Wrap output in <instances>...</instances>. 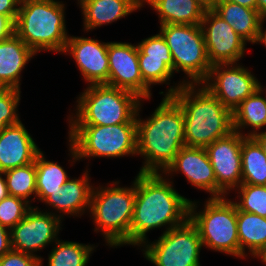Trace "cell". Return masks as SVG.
I'll return each mask as SVG.
<instances>
[{"label":"cell","mask_w":266,"mask_h":266,"mask_svg":"<svg viewBox=\"0 0 266 266\" xmlns=\"http://www.w3.org/2000/svg\"><path fill=\"white\" fill-rule=\"evenodd\" d=\"M136 198L130 226V245L141 247L147 233L156 228L169 229L189 219L190 199L179 194L172 180L162 173H140L135 176Z\"/></svg>","instance_id":"6da1fadb"},{"label":"cell","mask_w":266,"mask_h":266,"mask_svg":"<svg viewBox=\"0 0 266 266\" xmlns=\"http://www.w3.org/2000/svg\"><path fill=\"white\" fill-rule=\"evenodd\" d=\"M144 101L136 114L137 155L144 160L139 172L163 174L186 146L183 111L171 96H164L152 115L142 119L140 111Z\"/></svg>","instance_id":"7a4b0ae2"},{"label":"cell","mask_w":266,"mask_h":266,"mask_svg":"<svg viewBox=\"0 0 266 266\" xmlns=\"http://www.w3.org/2000/svg\"><path fill=\"white\" fill-rule=\"evenodd\" d=\"M163 96H171L184 115V140L187 147L205 148L234 131L232 111L205 86L173 81ZM165 93V94H164Z\"/></svg>","instance_id":"3957f363"},{"label":"cell","mask_w":266,"mask_h":266,"mask_svg":"<svg viewBox=\"0 0 266 266\" xmlns=\"http://www.w3.org/2000/svg\"><path fill=\"white\" fill-rule=\"evenodd\" d=\"M59 0H21L15 21V34L36 54H62L69 34L65 7Z\"/></svg>","instance_id":"277c9868"},{"label":"cell","mask_w":266,"mask_h":266,"mask_svg":"<svg viewBox=\"0 0 266 266\" xmlns=\"http://www.w3.org/2000/svg\"><path fill=\"white\" fill-rule=\"evenodd\" d=\"M119 184L120 181L116 180L107 186H93L89 210L95 225L94 232H101L106 246L112 248L130 246V226L136 198L135 179L129 187Z\"/></svg>","instance_id":"5b68a950"},{"label":"cell","mask_w":266,"mask_h":266,"mask_svg":"<svg viewBox=\"0 0 266 266\" xmlns=\"http://www.w3.org/2000/svg\"><path fill=\"white\" fill-rule=\"evenodd\" d=\"M69 125H116L136 123L142 99L132 92L106 84L89 85L76 97Z\"/></svg>","instance_id":"8992f818"},{"label":"cell","mask_w":266,"mask_h":266,"mask_svg":"<svg viewBox=\"0 0 266 266\" xmlns=\"http://www.w3.org/2000/svg\"><path fill=\"white\" fill-rule=\"evenodd\" d=\"M71 165L82 159L137 156V123L68 125ZM72 159V160H71Z\"/></svg>","instance_id":"52a82bcc"},{"label":"cell","mask_w":266,"mask_h":266,"mask_svg":"<svg viewBox=\"0 0 266 266\" xmlns=\"http://www.w3.org/2000/svg\"><path fill=\"white\" fill-rule=\"evenodd\" d=\"M228 198L209 197L201 210L197 209L199 201L191 199L189 219L198 229L203 247L239 258L237 208Z\"/></svg>","instance_id":"ba28073f"},{"label":"cell","mask_w":266,"mask_h":266,"mask_svg":"<svg viewBox=\"0 0 266 266\" xmlns=\"http://www.w3.org/2000/svg\"><path fill=\"white\" fill-rule=\"evenodd\" d=\"M159 32L164 37L173 58V72H184L183 84L202 83L211 64L201 25L165 24Z\"/></svg>","instance_id":"9c48e42d"},{"label":"cell","mask_w":266,"mask_h":266,"mask_svg":"<svg viewBox=\"0 0 266 266\" xmlns=\"http://www.w3.org/2000/svg\"><path fill=\"white\" fill-rule=\"evenodd\" d=\"M202 248L198 229L188 219L185 223L162 233L153 242L147 240L140 250L144 258L154 266H201Z\"/></svg>","instance_id":"30bf717a"},{"label":"cell","mask_w":266,"mask_h":266,"mask_svg":"<svg viewBox=\"0 0 266 266\" xmlns=\"http://www.w3.org/2000/svg\"><path fill=\"white\" fill-rule=\"evenodd\" d=\"M240 64L242 62L212 65L201 83L232 112L260 87L255 74Z\"/></svg>","instance_id":"8fae6325"},{"label":"cell","mask_w":266,"mask_h":266,"mask_svg":"<svg viewBox=\"0 0 266 266\" xmlns=\"http://www.w3.org/2000/svg\"><path fill=\"white\" fill-rule=\"evenodd\" d=\"M62 222L60 217L51 214L47 209L44 212L38 206H33L10 230L12 249L34 255L43 262L44 258L36 253L59 239Z\"/></svg>","instance_id":"7c38bea8"},{"label":"cell","mask_w":266,"mask_h":266,"mask_svg":"<svg viewBox=\"0 0 266 266\" xmlns=\"http://www.w3.org/2000/svg\"><path fill=\"white\" fill-rule=\"evenodd\" d=\"M108 85L134 93L140 99L150 100L151 88L140 73L137 44L108 42Z\"/></svg>","instance_id":"4fadbf2b"},{"label":"cell","mask_w":266,"mask_h":266,"mask_svg":"<svg viewBox=\"0 0 266 266\" xmlns=\"http://www.w3.org/2000/svg\"><path fill=\"white\" fill-rule=\"evenodd\" d=\"M201 28L211 66L239 63L244 57L247 42L213 10H205Z\"/></svg>","instance_id":"5bb4252c"},{"label":"cell","mask_w":266,"mask_h":266,"mask_svg":"<svg viewBox=\"0 0 266 266\" xmlns=\"http://www.w3.org/2000/svg\"><path fill=\"white\" fill-rule=\"evenodd\" d=\"M244 137L234 130L205 147L217 185L227 195L242 184L241 146Z\"/></svg>","instance_id":"9a60e30c"},{"label":"cell","mask_w":266,"mask_h":266,"mask_svg":"<svg viewBox=\"0 0 266 266\" xmlns=\"http://www.w3.org/2000/svg\"><path fill=\"white\" fill-rule=\"evenodd\" d=\"M180 172L186 177L188 183H191L196 189L209 193L210 198L228 196L217 185L214 170L205 148L182 147L163 174L172 180L174 174Z\"/></svg>","instance_id":"2e32d148"},{"label":"cell","mask_w":266,"mask_h":266,"mask_svg":"<svg viewBox=\"0 0 266 266\" xmlns=\"http://www.w3.org/2000/svg\"><path fill=\"white\" fill-rule=\"evenodd\" d=\"M107 51L108 42L70 35L62 54L73 58L88 86L108 85L109 63Z\"/></svg>","instance_id":"e0dca14e"},{"label":"cell","mask_w":266,"mask_h":266,"mask_svg":"<svg viewBox=\"0 0 266 266\" xmlns=\"http://www.w3.org/2000/svg\"><path fill=\"white\" fill-rule=\"evenodd\" d=\"M140 73L150 87L170 85L173 78V58L164 37L159 32L137 43Z\"/></svg>","instance_id":"ac0fdd59"},{"label":"cell","mask_w":266,"mask_h":266,"mask_svg":"<svg viewBox=\"0 0 266 266\" xmlns=\"http://www.w3.org/2000/svg\"><path fill=\"white\" fill-rule=\"evenodd\" d=\"M89 169L86 168L81 177H72L61 187V189L53 192L43 203L52 210L48 211L51 214L60 217L64 220V216L81 217L85 213H89L91 193L94 184L92 185ZM53 209L55 211L53 212ZM58 213V214H57ZM60 213V214H59Z\"/></svg>","instance_id":"d6986e66"},{"label":"cell","mask_w":266,"mask_h":266,"mask_svg":"<svg viewBox=\"0 0 266 266\" xmlns=\"http://www.w3.org/2000/svg\"><path fill=\"white\" fill-rule=\"evenodd\" d=\"M40 151L21 120L8 125L0 132V171L33 163Z\"/></svg>","instance_id":"ffe728a7"},{"label":"cell","mask_w":266,"mask_h":266,"mask_svg":"<svg viewBox=\"0 0 266 266\" xmlns=\"http://www.w3.org/2000/svg\"><path fill=\"white\" fill-rule=\"evenodd\" d=\"M37 55L15 33L0 41V87L21 90L22 71Z\"/></svg>","instance_id":"44dd1931"},{"label":"cell","mask_w":266,"mask_h":266,"mask_svg":"<svg viewBox=\"0 0 266 266\" xmlns=\"http://www.w3.org/2000/svg\"><path fill=\"white\" fill-rule=\"evenodd\" d=\"M142 7V0H88L81 7L83 29L88 33L112 24Z\"/></svg>","instance_id":"7402d4cb"},{"label":"cell","mask_w":266,"mask_h":266,"mask_svg":"<svg viewBox=\"0 0 266 266\" xmlns=\"http://www.w3.org/2000/svg\"><path fill=\"white\" fill-rule=\"evenodd\" d=\"M237 230L239 258L251 255L261 260L266 254V218L237 209Z\"/></svg>","instance_id":"603a6c76"},{"label":"cell","mask_w":266,"mask_h":266,"mask_svg":"<svg viewBox=\"0 0 266 266\" xmlns=\"http://www.w3.org/2000/svg\"><path fill=\"white\" fill-rule=\"evenodd\" d=\"M157 13L160 25H201L205 9L196 0H142Z\"/></svg>","instance_id":"cb8c5ba5"},{"label":"cell","mask_w":266,"mask_h":266,"mask_svg":"<svg viewBox=\"0 0 266 266\" xmlns=\"http://www.w3.org/2000/svg\"><path fill=\"white\" fill-rule=\"evenodd\" d=\"M213 11L225 20L246 42L254 44L262 16L255 9L219 0Z\"/></svg>","instance_id":"d4e9b609"},{"label":"cell","mask_w":266,"mask_h":266,"mask_svg":"<svg viewBox=\"0 0 266 266\" xmlns=\"http://www.w3.org/2000/svg\"><path fill=\"white\" fill-rule=\"evenodd\" d=\"M262 95L263 91L259 87L232 112L234 130L243 136H254L264 127L266 129V96ZM247 128L250 130L244 133L243 130Z\"/></svg>","instance_id":"484cf974"},{"label":"cell","mask_w":266,"mask_h":266,"mask_svg":"<svg viewBox=\"0 0 266 266\" xmlns=\"http://www.w3.org/2000/svg\"><path fill=\"white\" fill-rule=\"evenodd\" d=\"M242 184L266 186V154L253 136H245L241 146Z\"/></svg>","instance_id":"4316f807"},{"label":"cell","mask_w":266,"mask_h":266,"mask_svg":"<svg viewBox=\"0 0 266 266\" xmlns=\"http://www.w3.org/2000/svg\"><path fill=\"white\" fill-rule=\"evenodd\" d=\"M36 200L44 202L71 178L58 162L48 161L43 151L35 159Z\"/></svg>","instance_id":"83f0119b"},{"label":"cell","mask_w":266,"mask_h":266,"mask_svg":"<svg viewBox=\"0 0 266 266\" xmlns=\"http://www.w3.org/2000/svg\"><path fill=\"white\" fill-rule=\"evenodd\" d=\"M48 254L47 266H86L91 254L96 250L94 244H83L74 241L58 239ZM43 266V262H40Z\"/></svg>","instance_id":"f1b7e54d"},{"label":"cell","mask_w":266,"mask_h":266,"mask_svg":"<svg viewBox=\"0 0 266 266\" xmlns=\"http://www.w3.org/2000/svg\"><path fill=\"white\" fill-rule=\"evenodd\" d=\"M3 173L10 196L19 197L30 204H32V201H36L35 162L7 170Z\"/></svg>","instance_id":"f546056e"},{"label":"cell","mask_w":266,"mask_h":266,"mask_svg":"<svg viewBox=\"0 0 266 266\" xmlns=\"http://www.w3.org/2000/svg\"><path fill=\"white\" fill-rule=\"evenodd\" d=\"M234 191L238 192L233 201L238 210L266 218V186L241 184Z\"/></svg>","instance_id":"4dcf8cb0"},{"label":"cell","mask_w":266,"mask_h":266,"mask_svg":"<svg viewBox=\"0 0 266 266\" xmlns=\"http://www.w3.org/2000/svg\"><path fill=\"white\" fill-rule=\"evenodd\" d=\"M32 207L26 200L8 195L0 201V224L11 230Z\"/></svg>","instance_id":"1f68e13d"},{"label":"cell","mask_w":266,"mask_h":266,"mask_svg":"<svg viewBox=\"0 0 266 266\" xmlns=\"http://www.w3.org/2000/svg\"><path fill=\"white\" fill-rule=\"evenodd\" d=\"M21 90L0 87V132L8 125L20 121L18 106L21 100Z\"/></svg>","instance_id":"d6a6232c"},{"label":"cell","mask_w":266,"mask_h":266,"mask_svg":"<svg viewBox=\"0 0 266 266\" xmlns=\"http://www.w3.org/2000/svg\"><path fill=\"white\" fill-rule=\"evenodd\" d=\"M0 266H40V259L34 255L11 249L0 257Z\"/></svg>","instance_id":"836d02e7"},{"label":"cell","mask_w":266,"mask_h":266,"mask_svg":"<svg viewBox=\"0 0 266 266\" xmlns=\"http://www.w3.org/2000/svg\"><path fill=\"white\" fill-rule=\"evenodd\" d=\"M21 0H0V14L9 16L16 21Z\"/></svg>","instance_id":"e575fe53"},{"label":"cell","mask_w":266,"mask_h":266,"mask_svg":"<svg viewBox=\"0 0 266 266\" xmlns=\"http://www.w3.org/2000/svg\"><path fill=\"white\" fill-rule=\"evenodd\" d=\"M15 33V22L7 15L0 14V41Z\"/></svg>","instance_id":"d590c367"},{"label":"cell","mask_w":266,"mask_h":266,"mask_svg":"<svg viewBox=\"0 0 266 266\" xmlns=\"http://www.w3.org/2000/svg\"><path fill=\"white\" fill-rule=\"evenodd\" d=\"M11 249L12 247L10 229L0 224V257H2Z\"/></svg>","instance_id":"8d00e7d4"},{"label":"cell","mask_w":266,"mask_h":266,"mask_svg":"<svg viewBox=\"0 0 266 266\" xmlns=\"http://www.w3.org/2000/svg\"><path fill=\"white\" fill-rule=\"evenodd\" d=\"M265 21L266 17H263L259 25L256 41L254 42V44H262L264 47H266V29L263 27Z\"/></svg>","instance_id":"74e56055"},{"label":"cell","mask_w":266,"mask_h":266,"mask_svg":"<svg viewBox=\"0 0 266 266\" xmlns=\"http://www.w3.org/2000/svg\"><path fill=\"white\" fill-rule=\"evenodd\" d=\"M8 195L9 194L7 190L5 176H4V173L0 171V201L4 199L5 197H7Z\"/></svg>","instance_id":"f35d334b"},{"label":"cell","mask_w":266,"mask_h":266,"mask_svg":"<svg viewBox=\"0 0 266 266\" xmlns=\"http://www.w3.org/2000/svg\"><path fill=\"white\" fill-rule=\"evenodd\" d=\"M237 3L241 6L257 10V0H225Z\"/></svg>","instance_id":"ab89813d"},{"label":"cell","mask_w":266,"mask_h":266,"mask_svg":"<svg viewBox=\"0 0 266 266\" xmlns=\"http://www.w3.org/2000/svg\"><path fill=\"white\" fill-rule=\"evenodd\" d=\"M253 137L258 141L266 154V130L256 133Z\"/></svg>","instance_id":"60d3db41"},{"label":"cell","mask_w":266,"mask_h":266,"mask_svg":"<svg viewBox=\"0 0 266 266\" xmlns=\"http://www.w3.org/2000/svg\"><path fill=\"white\" fill-rule=\"evenodd\" d=\"M205 10H213L219 0H196Z\"/></svg>","instance_id":"b9f144b4"},{"label":"cell","mask_w":266,"mask_h":266,"mask_svg":"<svg viewBox=\"0 0 266 266\" xmlns=\"http://www.w3.org/2000/svg\"><path fill=\"white\" fill-rule=\"evenodd\" d=\"M257 11L262 17H266V0H257Z\"/></svg>","instance_id":"7bdbcfd3"},{"label":"cell","mask_w":266,"mask_h":266,"mask_svg":"<svg viewBox=\"0 0 266 266\" xmlns=\"http://www.w3.org/2000/svg\"><path fill=\"white\" fill-rule=\"evenodd\" d=\"M78 1V5H79V8H81L88 0H77Z\"/></svg>","instance_id":"ee69618b"},{"label":"cell","mask_w":266,"mask_h":266,"mask_svg":"<svg viewBox=\"0 0 266 266\" xmlns=\"http://www.w3.org/2000/svg\"><path fill=\"white\" fill-rule=\"evenodd\" d=\"M263 264L266 265V254L263 256V258L260 260Z\"/></svg>","instance_id":"f6af8a7d"},{"label":"cell","mask_w":266,"mask_h":266,"mask_svg":"<svg viewBox=\"0 0 266 266\" xmlns=\"http://www.w3.org/2000/svg\"><path fill=\"white\" fill-rule=\"evenodd\" d=\"M266 87V86H265ZM263 85H261V82H260V88H261V90L263 91V92H265V94H266V88H265Z\"/></svg>","instance_id":"bcb514c9"}]
</instances>
